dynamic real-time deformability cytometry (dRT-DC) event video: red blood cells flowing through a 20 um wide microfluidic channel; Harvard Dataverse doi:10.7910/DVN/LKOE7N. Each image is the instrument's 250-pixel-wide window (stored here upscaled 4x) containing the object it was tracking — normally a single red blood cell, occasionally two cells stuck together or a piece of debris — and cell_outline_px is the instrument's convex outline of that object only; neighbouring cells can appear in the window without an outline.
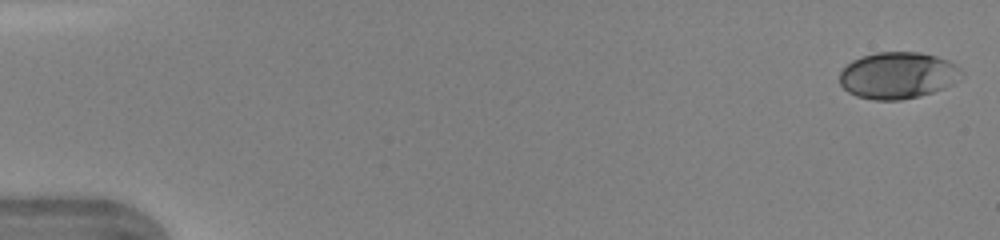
{"species": "human", "species_latin": "Homo sapiens", "temperature_condition": "warm", "stored_images_in_passage": 46, "camera_frame_rate_fps": 3000, "um_per_image_px": 0.085, "donor": {"sex": "female"}, "frame": {"image": 1, "passage_image": 1, "time_ms": 0.0, "image_size_px": [1000, 240], "cell_outline_px": [[964, 76], [952, 84], [944, 88], [920, 96], [900, 100], [876, 100], [856, 96], [848, 92], [840, 84], [840, 72], [852, 60], [860, 56], [876, 52], [920, 52], [936, 56], [948, 60], [956, 64], [964, 72]], "centroid_in_image_um": [76.34, 6.4], "position_along_channel_um": 8.7, "area_um2": 33.41}}
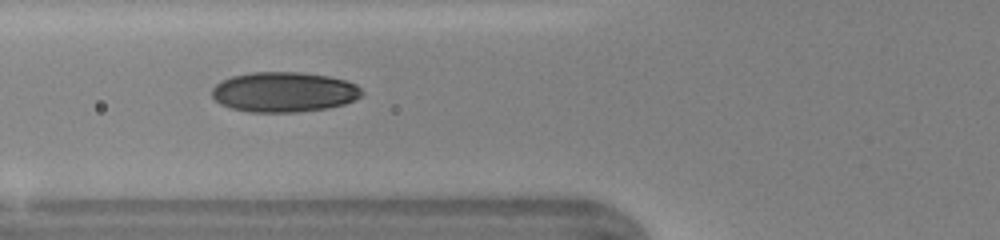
{"frame": {"image": 2, "passage_image": 18, "time_ms": 5.667, "image_size_px": [1000, 240], "cell_outline_px": [[364, 92], [360, 96], [344, 104], [328, 108], [300, 112], [252, 112], [232, 108], [220, 104], [212, 96], [212, 88], [220, 80], [232, 76], [252, 72], [300, 72], [328, 76], [344, 80], [356, 84]], "centroid_in_image_um": [24.12, 7.82], "position_along_channel_um": 101.7, "area_um2": 35.03}}
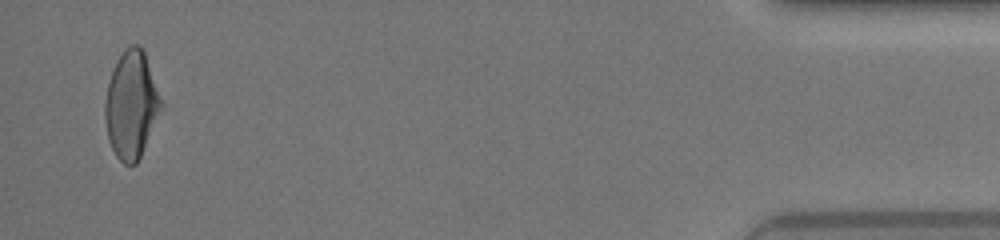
{"frame": {"image": 3, "passage_image": 45, "time_ms": 14.667, "image_size_px": [1000, 240], "cell_outline_px": [[164, 104], [140, 156], [136, 164], [124, 164], [116, 156], [108, 140], [104, 120], [104, 100], [108, 84], [116, 60], [132, 44], [136, 44], [144, 48]], "centroid_in_image_um": [11.17, 8.89], "position_along_channel_um": 424.0, "area_um2": 35.2}, "authors_computed_cell_mechanics": {"area_um2": 34.0442, "velocity_mm_per_s": 4.3889, "shape_relaxation_time_tau1_ms": 3.9995, "shape_relaxation_time_tau2_ms": 1.0323, "deformation_change_tau1": 0.1645, "deformation_change_tau2": 0.0494}}